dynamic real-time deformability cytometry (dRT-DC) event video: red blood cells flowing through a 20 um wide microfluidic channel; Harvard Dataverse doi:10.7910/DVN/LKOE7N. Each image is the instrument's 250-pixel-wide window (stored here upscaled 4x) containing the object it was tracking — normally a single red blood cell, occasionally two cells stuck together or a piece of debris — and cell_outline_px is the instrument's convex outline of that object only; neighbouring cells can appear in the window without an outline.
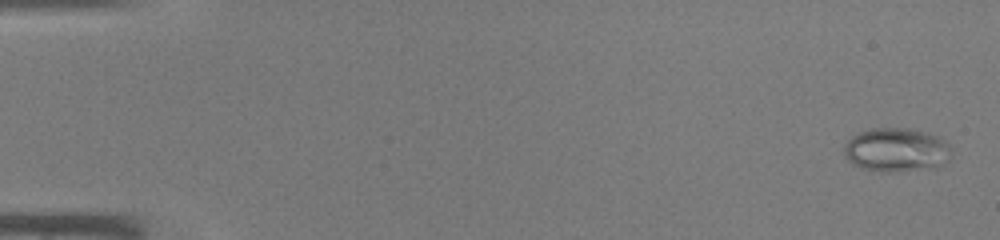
{"species": "common noctule bat (a hibernating species)", "species_latin": "Nyctalus noctula", "temperature_condition": "warm", "stored_images_in_passage": 44, "camera_frame_rate_fps": 3000, "um_per_image_px": 0.085, "animal": {"sex": "male", "body_mass_g": 19.0, "forearm_length_mm": 50.8}, "frame": {"image": 1, "passage_image": 1, "time_ms": 0.0, "image_size_px": [1000, 240], "cell_outline_px": [[948, 160], [936, 168], [888, 172], [884, 172], [860, 168], [852, 164], [844, 156], [844, 144], [852, 136], [860, 132], [872, 128], [908, 128], [936, 136], [948, 144]], "centroid_in_image_um": [76.12, 12.76], "position_along_channel_um": 8.9, "area_um2": 27.22}}
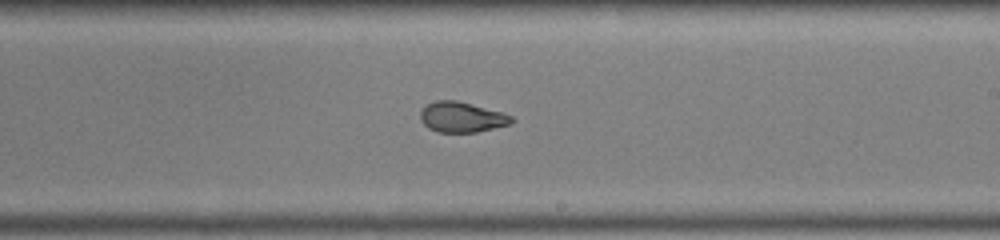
{"frame": {"image": 2, "passage_image": 27, "time_ms": 8.667, "image_size_px": [1000, 240], "cell_outline_px": [[516, 120], [512, 124], [476, 132], [436, 132], [428, 128], [420, 120], [420, 112], [428, 104], [436, 100], [456, 100], [504, 112], [512, 116]], "centroid_in_image_um": [39.29, 9.96], "position_along_channel_um": 249.7, "area_um2": 16.3}}
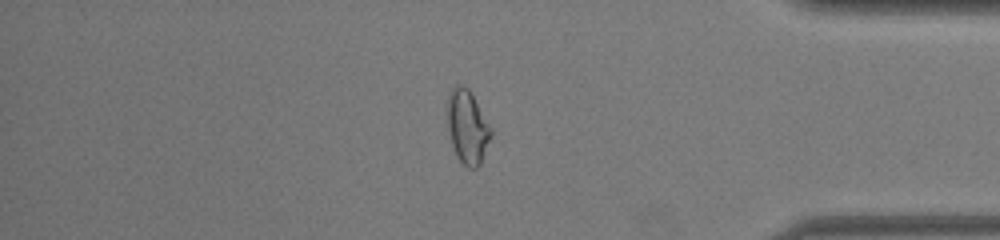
{"frame": {"image": 3, "passage_image": 38, "time_ms": 12.333, "image_size_px": [1000, 240], "cell_outline_px": [[492, 136], [480, 164], [476, 168], [468, 168], [456, 156], [448, 132], [448, 96], [452, 88], [456, 84], [464, 84], [472, 92], [492, 128]], "centroid_in_image_um": [39.75, 10.76], "position_along_channel_um": 395.5, "area_um2": 18.9}}